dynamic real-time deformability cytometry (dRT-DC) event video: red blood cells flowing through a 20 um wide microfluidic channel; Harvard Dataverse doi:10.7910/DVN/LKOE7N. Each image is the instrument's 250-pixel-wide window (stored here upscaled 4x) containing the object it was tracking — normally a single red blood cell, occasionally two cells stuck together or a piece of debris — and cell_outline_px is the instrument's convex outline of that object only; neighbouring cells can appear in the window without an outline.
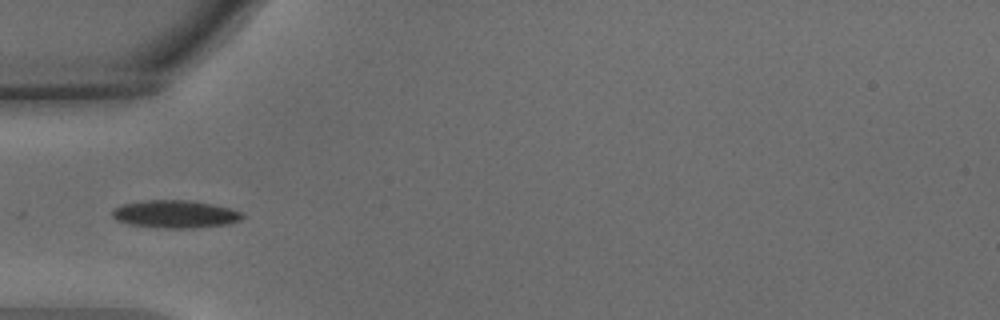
{"species": "common noctule bat (a hibernating species)", "species_latin": "Nyctalus noctula", "temperature_condition": "warm", "stored_images_in_passage": 3, "camera_frame_rate_fps": 3000, "um_per_image_px": 0.085, "animal": {"sex": "male", "body_mass_g": 15.6}, "frame": {"image": 1, "passage_image": 1, "time_ms": 0.0, "image_size_px": [1000, 320], "cell_outline_px": [[244, 216], [240, 220], [228, 224], [192, 228], [164, 228], [128, 224], [116, 220], [112, 216], [112, 212], [116, 208], [124, 204], [144, 200], [192, 200], [216, 204], [232, 208], [244, 212]], "centroid_in_image_um": [14.96, 18.19], "position_along_channel_um": 70.0, "area_um2": 21.21}}